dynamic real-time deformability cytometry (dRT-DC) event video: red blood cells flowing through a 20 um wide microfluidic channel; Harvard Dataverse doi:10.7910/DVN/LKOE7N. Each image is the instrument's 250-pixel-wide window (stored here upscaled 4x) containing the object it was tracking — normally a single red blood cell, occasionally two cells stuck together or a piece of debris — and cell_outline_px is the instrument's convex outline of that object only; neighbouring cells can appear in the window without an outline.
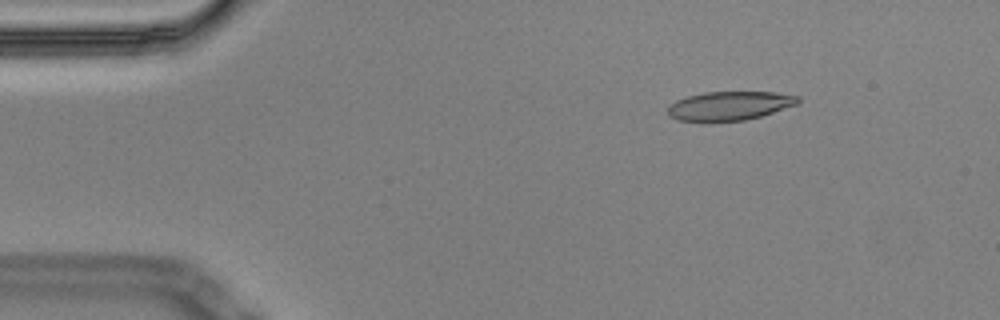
{"species": "Egyptian fruit bat (a non-hibernating species)", "species_latin": "Rousettus aegyptiacus", "temperature_condition": "cold", "stored_images_in_passage": 5, "camera_frame_rate_fps": 3000, "um_per_image_px": 0.085, "animal": {"sex": "male"}, "frame": {"image": 1, "passage_image": 3, "time_ms": 0.667, "image_size_px": [1000, 320], "cell_outline_px": [[800, 100], [796, 104], [760, 116], [744, 120], [704, 124], [676, 120], [668, 116], [668, 108], [676, 100], [688, 96], [704, 92], [776, 92], [800, 96]], "centroid_in_image_um": [61.93, 9.03], "position_along_channel_um": 23.1, "area_um2": 22.43}}